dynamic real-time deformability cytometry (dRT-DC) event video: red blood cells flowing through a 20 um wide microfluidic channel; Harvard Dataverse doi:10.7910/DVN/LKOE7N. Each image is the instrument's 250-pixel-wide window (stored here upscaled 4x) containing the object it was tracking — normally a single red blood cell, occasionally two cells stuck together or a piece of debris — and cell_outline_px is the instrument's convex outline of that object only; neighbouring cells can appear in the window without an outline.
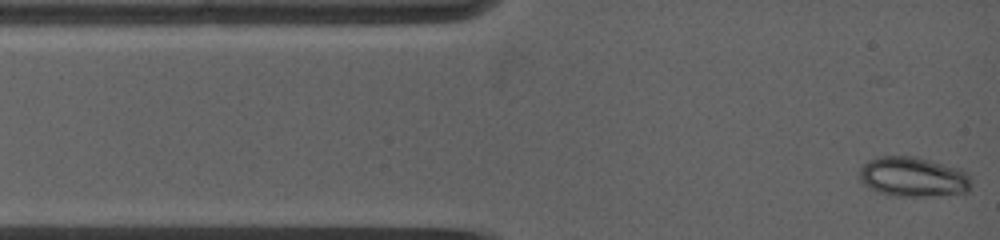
{"species": "common noctule bat (a hibernating species)", "species_latin": "Nyctalus noctula", "temperature_condition": "warm", "stored_images_in_passage": 4, "camera_frame_rate_fps": 5000, "um_per_image_px": 0.085, "animal": {"sex": "female", "body_mass_g": 19.0, "forearm_length_mm": 53.3}, "frame": {"image": 1, "passage_image": 1, "time_ms": 0.0, "image_size_px": [1000, 240], "cell_outline_px": [[968, 192], [928, 196], [892, 196], [868, 188], [860, 180], [860, 168], [868, 160], [880, 156], [916, 156], [960, 168], [968, 176]], "centroid_in_image_um": [77.57, 15.02], "position_along_channel_um": 7.4, "area_um2": 25.78}}